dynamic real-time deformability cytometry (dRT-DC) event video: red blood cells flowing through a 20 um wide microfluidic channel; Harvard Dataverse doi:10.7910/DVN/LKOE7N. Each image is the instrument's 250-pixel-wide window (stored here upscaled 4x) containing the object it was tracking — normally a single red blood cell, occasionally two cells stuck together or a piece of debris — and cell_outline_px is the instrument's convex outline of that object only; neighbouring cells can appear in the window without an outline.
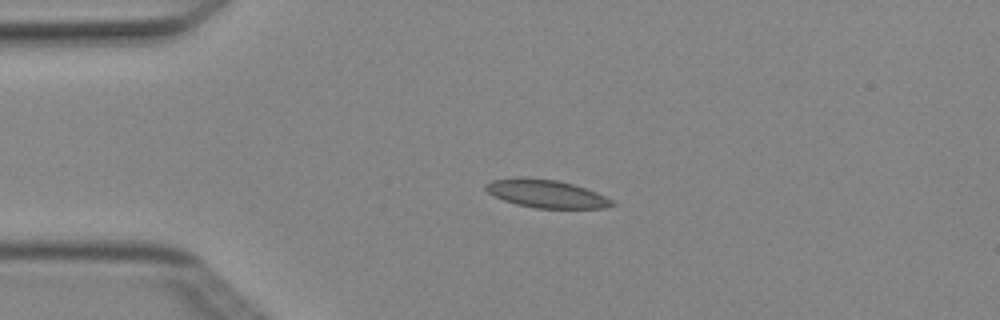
{"species": "Egyptian fruit bat (a non-hibernating species)", "species_latin": "Rousettus aegyptiacus", "temperature_condition": "cold", "stored_images_in_passage": 3, "camera_frame_rate_fps": 3000, "um_per_image_px": 0.085, "animal": {"sex": "female"}, "frame": {"image": 1, "passage_image": 2, "time_ms": 0.333, "image_size_px": [1000, 320], "cell_outline_px": [[616, 204], [604, 208], [536, 208], [516, 204], [504, 200], [488, 192], [484, 188], [484, 184], [492, 180], [516, 176], [528, 176], [560, 180], [596, 192], [612, 200]], "centroid_in_image_um": [46.39, 16.44], "position_along_channel_um": 38.6, "area_um2": 20.81}}